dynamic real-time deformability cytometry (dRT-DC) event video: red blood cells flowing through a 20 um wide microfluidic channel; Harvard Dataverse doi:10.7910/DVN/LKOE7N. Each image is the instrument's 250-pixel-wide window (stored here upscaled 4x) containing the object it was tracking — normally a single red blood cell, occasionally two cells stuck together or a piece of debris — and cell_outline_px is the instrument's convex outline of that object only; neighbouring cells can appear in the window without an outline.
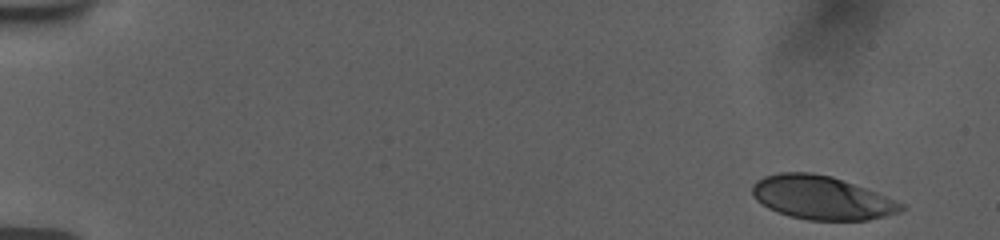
{"species": "human", "species_latin": "Homo sapiens", "temperature_condition": "room temperature", "stored_images_in_passage": 53, "camera_frame_rate_fps": 3000, "um_per_image_px": 0.085, "donor": {"sex": "female"}, "frame": {"image": 1, "passage_image": 1, "time_ms": 0.0, "image_size_px": [1000, 240], "cell_outline_px": [[904, 208], [900, 212], [868, 220], [808, 220], [788, 216], [776, 212], [768, 208], [756, 200], [752, 196], [752, 184], [756, 180], [764, 176], [780, 172], [812, 172], [832, 176], [876, 192], [904, 204]], "centroid_in_image_um": [69.79, 16.8], "position_along_channel_um": 15.2, "area_um2": 37.86}}
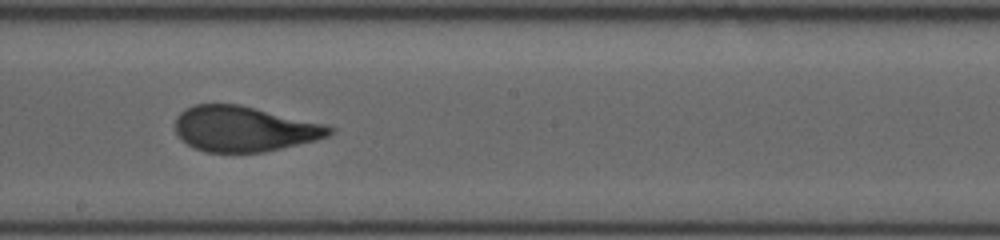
{"frame": {"image": 2, "passage_image": 30, "time_ms": 9.667, "image_size_px": [1000, 240], "cell_outline_px": [[336, 128], [328, 136], [316, 140], [264, 152], [204, 152], [188, 144], [176, 132], [176, 116], [180, 112], [196, 104], [240, 104], [324, 124]], "centroid_in_image_um": [20.76, 10.95], "position_along_channel_um": 227.4, "area_um2": 40.46}}
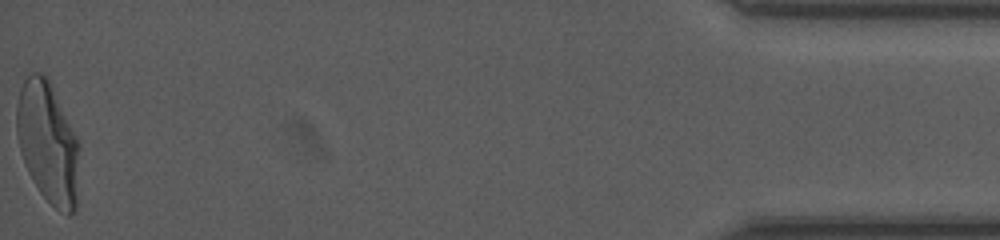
{"frame": {"image": 3, "passage_image": 53, "time_ms": 17.333, "image_size_px": [1000, 240], "cell_outline_px": [[80, 144], [76, 212], [68, 216], [60, 212], [40, 192], [28, 172], [20, 152], [16, 132], [16, 104], [20, 88], [24, 80], [32, 72], [40, 72], [48, 80]], "centroid_in_image_um": [4.07, 12.17], "position_along_channel_um": 431.1, "area_um2": 44.27}, "authors_computed_cell_mechanics": {"area_um2": 40.8646, "velocity_mm_per_s": 3.7643, "shape_relaxation_time_tau1_ms": 6.0959, "shape_relaxation_time_tau2_ms": 0.7106, "deformation_change_tau1": 0.2285, "deformation_change_tau2": 0.0852}}